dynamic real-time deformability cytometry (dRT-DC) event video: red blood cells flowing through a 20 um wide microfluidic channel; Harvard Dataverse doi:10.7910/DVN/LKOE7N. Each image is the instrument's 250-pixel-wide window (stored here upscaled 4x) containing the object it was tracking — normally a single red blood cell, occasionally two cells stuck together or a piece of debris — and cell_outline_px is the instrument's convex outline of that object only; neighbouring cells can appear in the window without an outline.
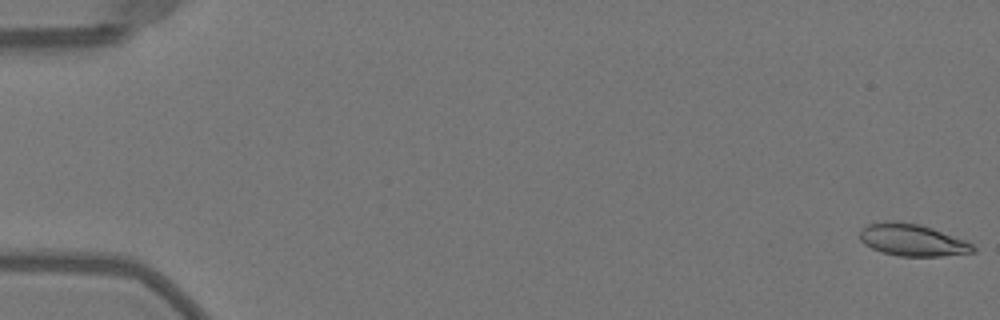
{"species": "Egyptian fruit bat (a non-hibernating species)", "species_latin": "Rousettus aegyptiacus", "temperature_condition": "warm", "stored_images_in_passage": 51, "camera_frame_rate_fps": 3000, "um_per_image_px": 0.085, "animal": {"sex": "female"}, "frame": {"image": 1, "passage_image": 1, "time_ms": 0.0, "image_size_px": [1000, 320], "cell_outline_px": [[976, 252], [940, 256], [900, 256], [884, 252], [872, 248], [864, 244], [860, 240], [860, 228], [868, 224], [884, 220], [892, 220], [920, 224], [932, 228], [964, 240], [972, 244], [976, 248]], "centroid_in_image_um": [77.52, 20.38], "position_along_channel_um": 7.5, "area_um2": 21.15}}
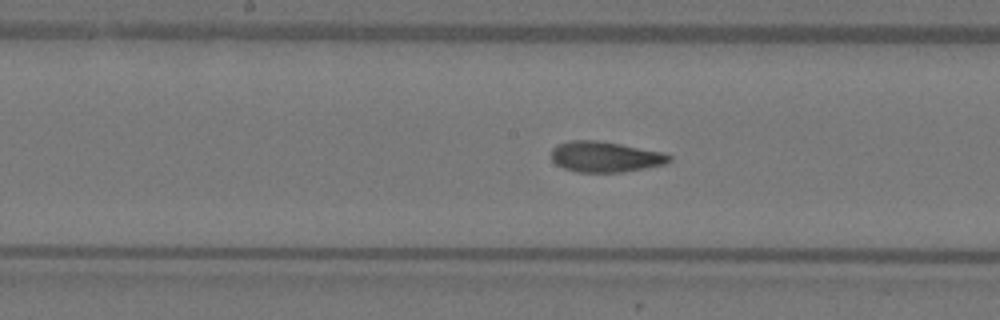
{"frame": {"image": 2, "passage_image": 27, "time_ms": 8.667, "image_size_px": [1000, 320], "cell_outline_px": [[672, 160], [664, 164], [644, 168], [620, 172], [576, 172], [564, 168], [556, 164], [552, 160], [552, 148], [556, 144], [572, 140], [596, 140], [620, 144], [664, 152], [672, 156]], "centroid_in_image_um": [51.43, 13.32], "position_along_channel_um": 196.8, "area_um2": 21.04}}
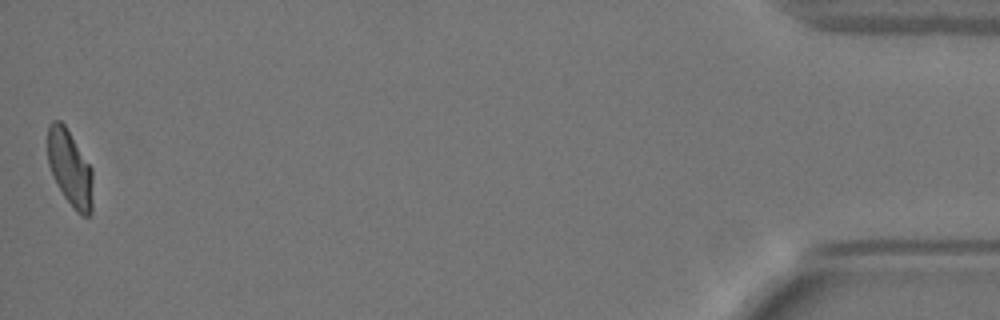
{"frame": {"image": 3, "passage_image": 51, "time_ms": 16.667, "image_size_px": [1000, 320], "cell_outline_px": [[92, 212], [88, 216], [80, 216], [76, 212], [64, 196], [48, 164], [48, 124], [52, 120], [60, 120], [64, 124], [92, 168]], "centroid_in_image_um": [5.96, 14.3], "position_along_channel_um": 429.2, "area_um2": 19.83}, "authors_computed_cell_mechanics": {"area_um2": 21.0392, "velocity_mm_per_s": 4.0302, "shape_relaxation_time_tau1_ms": 5.8636, "shape_relaxation_time_tau2_ms": 1.4399, "deformation_change_tau1": 0.2197, "deformation_change_tau2": 0.0868}}